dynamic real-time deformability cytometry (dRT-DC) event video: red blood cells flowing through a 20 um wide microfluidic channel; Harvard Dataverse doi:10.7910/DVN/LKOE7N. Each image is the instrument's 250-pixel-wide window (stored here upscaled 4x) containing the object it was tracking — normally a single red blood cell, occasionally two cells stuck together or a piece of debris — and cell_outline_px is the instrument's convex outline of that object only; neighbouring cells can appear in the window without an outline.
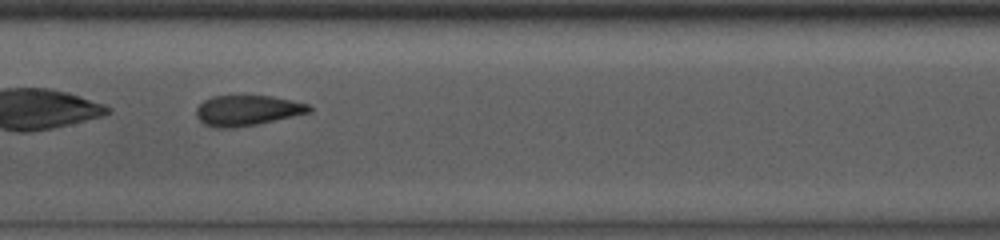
{"species": "common noctule bat (a hibernating species)", "species_latin": "Nyctalus noctula", "temperature_condition": "room temperature", "stored_images_in_passage": 51, "camera_frame_rate_fps": 3000, "um_per_image_px": 0.085, "animal": {"sex": "male", "body_mass_g": 13.0, "forearm_length_mm": 53.1}, "frame": {"image": 1, "passage_image": 28, "time_ms": 9.0, "image_size_px": [1000, 240], "cell_outline_px": [[312, 112], [256, 124], [232, 128], [216, 128], [204, 124], [196, 116], [196, 108], [204, 100], [212, 96], [272, 96], [292, 100], [308, 104], [312, 108]], "centroid_in_image_um": [21.01, 9.38], "position_along_channel_um": 186.4, "area_um2": 19.94}}
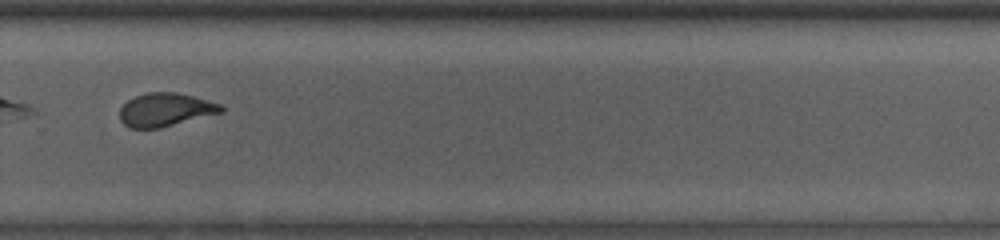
{"frame": {"image": 2, "passage_image": 38, "time_ms": 12.333, "image_size_px": [1000, 240], "cell_outline_px": [[224, 112], [160, 128], [128, 128], [120, 120], [120, 108], [128, 100], [136, 96], [148, 92], [176, 92], [208, 100], [220, 104], [224, 108]], "centroid_in_image_um": [14.06, 9.33], "position_along_channel_um": 315.7, "area_um2": 19.71}}
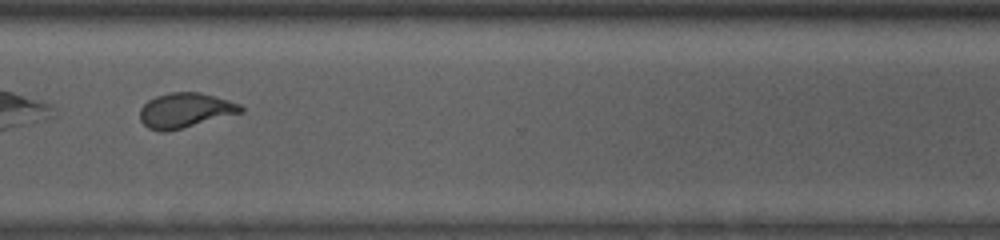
{"frame": {"image": 3, "passage_image": 41, "time_ms": 13.333, "image_size_px": [1000, 240], "cell_outline_px": [[244, 112], [164, 132], [160, 132], [148, 128], [140, 120], [140, 108], [148, 100], [156, 96], [172, 92], [200, 92], [228, 100], [240, 104], [244, 108]], "centroid_in_image_um": [15.73, 9.37], "position_along_channel_um": 354.9, "area_um2": 20.29}, "authors_computed_cell_mechanics": {"area_um2": 22.1952, "velocity_mm_per_s": 3.9097, "shape_relaxation_time_tau1_ms": 5.2273, "shape_relaxation_time_tau2_ms": 1.1187, "deformation_change_tau1": 0.1608, "deformation_change_tau2": 0.0647}}